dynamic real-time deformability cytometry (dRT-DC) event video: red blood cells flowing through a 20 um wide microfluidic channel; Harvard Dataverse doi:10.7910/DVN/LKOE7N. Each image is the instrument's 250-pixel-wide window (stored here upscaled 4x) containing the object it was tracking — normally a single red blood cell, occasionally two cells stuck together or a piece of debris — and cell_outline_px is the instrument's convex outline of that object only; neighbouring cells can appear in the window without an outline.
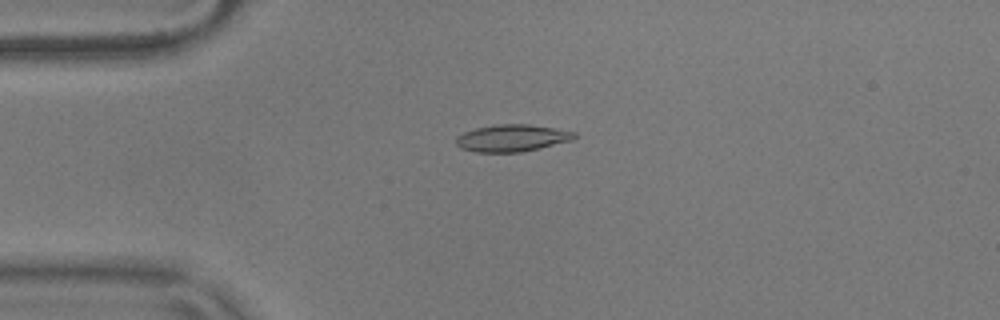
{"species": "common noctule bat (a hibernating species)", "species_latin": "Nyctalus noctula", "temperature_condition": "warm", "stored_images_in_passage": 55, "camera_frame_rate_fps": 3000, "um_per_image_px": 0.085, "animal": {"sex": "male", "body_mass_g": 17.9}, "frame": {"image": 1, "passage_image": 13, "time_ms": 4.0, "image_size_px": [1000, 320], "cell_outline_px": [[576, 136], [572, 140], [540, 148], [520, 152], [476, 152], [460, 148], [456, 144], [456, 136], [464, 132], [476, 128], [496, 124], [528, 124], [576, 132]], "centroid_in_image_um": [43.49, 11.73], "position_along_channel_um": 41.5, "area_um2": 18.55}}
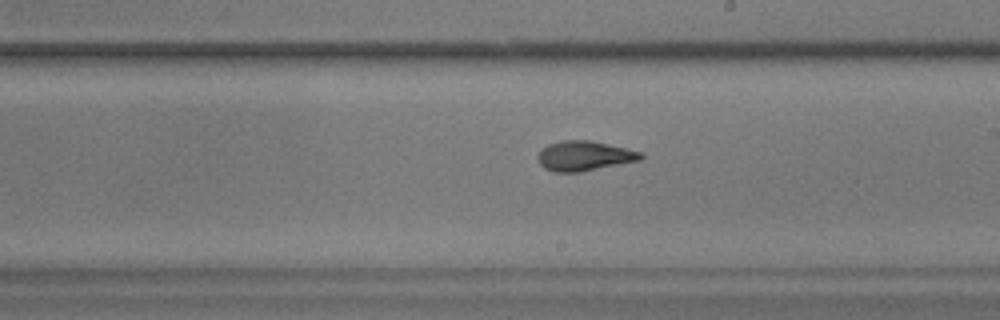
{"frame": {"image": 2, "passage_image": 31, "time_ms": 10.0, "image_size_px": [1000, 320], "cell_outline_px": [[644, 156], [640, 160], [580, 172], [552, 172], [544, 168], [540, 164], [536, 156], [548, 144], [560, 140], [592, 140], [644, 152]], "centroid_in_image_um": [49.67, 13.24], "position_along_channel_um": 239.3, "area_um2": 18.03}}
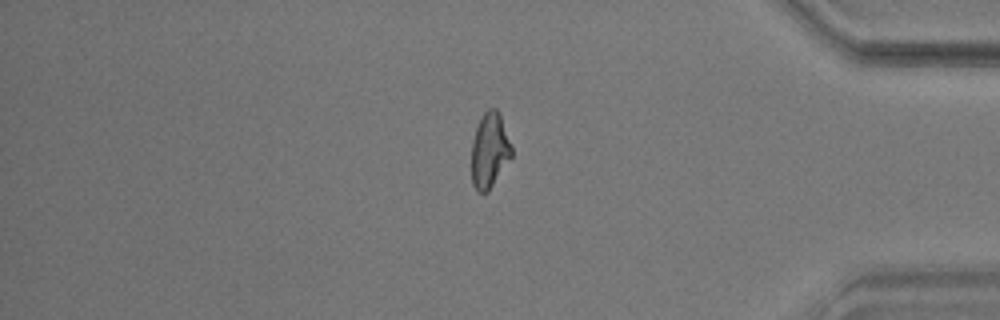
{"frame": {"image": 3, "passage_image": 46, "time_ms": 15.0, "image_size_px": [1000, 320], "cell_outline_px": [[512, 156], [488, 192], [476, 192], [472, 184], [472, 140], [476, 128], [484, 112], [488, 108], [496, 108], [500, 112], [512, 148]], "centroid_in_image_um": [41.61, 12.78], "position_along_channel_um": 393.6, "area_um2": 17.57}, "authors_computed_cell_mechanics": {"area_um2": 17.9758, "velocity_mm_per_s": 3.6536, "shape_relaxation_time_tau1_ms": 4.7655, "shape_relaxation_time_tau2_ms": 1.7575, "deformation_change_tau1": 0.1644, "deformation_change_tau2": 0.0759}}